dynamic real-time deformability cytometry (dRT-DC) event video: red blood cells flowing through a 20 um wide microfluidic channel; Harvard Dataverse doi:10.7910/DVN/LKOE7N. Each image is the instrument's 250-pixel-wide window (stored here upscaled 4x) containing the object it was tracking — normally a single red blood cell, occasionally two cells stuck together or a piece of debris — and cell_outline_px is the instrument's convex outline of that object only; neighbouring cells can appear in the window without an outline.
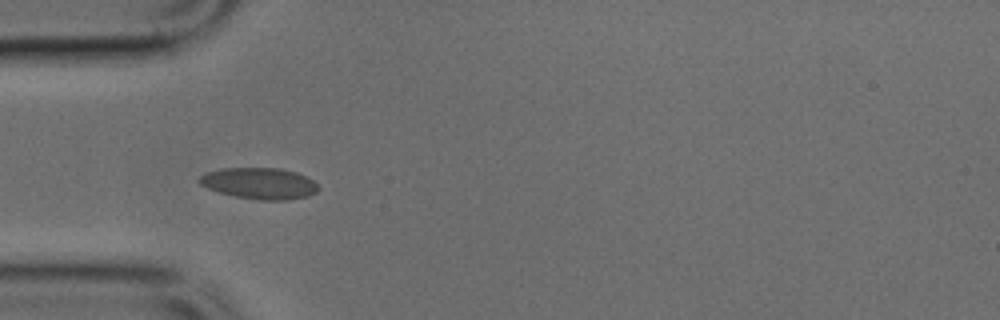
{"species": "common noctule bat (a hibernating species)", "species_latin": "Nyctalus noctula", "temperature_condition": "cold", "stored_images_in_passage": 3, "camera_frame_rate_fps": 3000, "um_per_image_px": 0.085, "animal": {"sex": "male", "body_mass_g": 17.9, "forearm_length_mm": 54.2}, "frame": {"image": 1, "passage_image": 1, "time_ms": 0.0, "image_size_px": [1000, 320], "cell_outline_px": [[320, 188], [316, 192], [308, 196], [288, 200], [260, 200], [236, 196], [220, 192], [208, 188], [200, 184], [196, 180], [200, 176], [208, 172], [220, 168], [280, 168], [296, 172], [312, 180]], "centroid_in_image_um": [22.05, 15.58], "position_along_channel_um": 63.0, "area_um2": 21.62}}
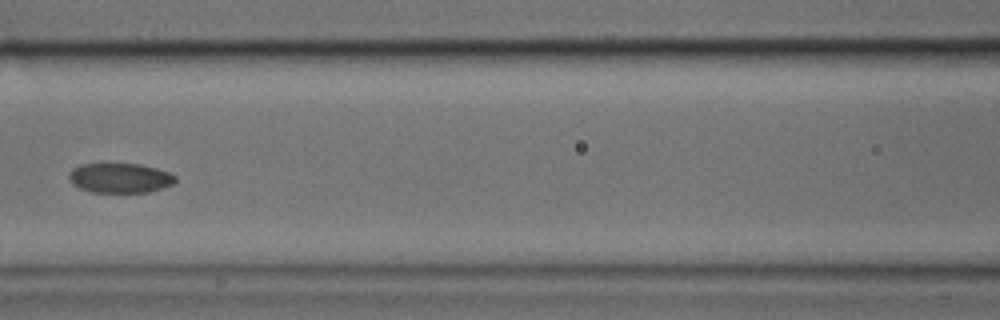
{"frame": {"image": 2, "passage_image": 3, "time_ms": 0.667, "image_size_px": [1000, 320], "cell_outline_px": [[176, 180], [172, 184], [148, 192], [92, 192], [80, 188], [72, 184], [68, 180], [68, 176], [72, 168], [80, 164], [140, 164], [156, 168], [168, 172], [176, 176]], "centroid_in_image_um": [10.16, 15.12], "position_along_channel_um": 156.4, "area_um2": 18.38}}